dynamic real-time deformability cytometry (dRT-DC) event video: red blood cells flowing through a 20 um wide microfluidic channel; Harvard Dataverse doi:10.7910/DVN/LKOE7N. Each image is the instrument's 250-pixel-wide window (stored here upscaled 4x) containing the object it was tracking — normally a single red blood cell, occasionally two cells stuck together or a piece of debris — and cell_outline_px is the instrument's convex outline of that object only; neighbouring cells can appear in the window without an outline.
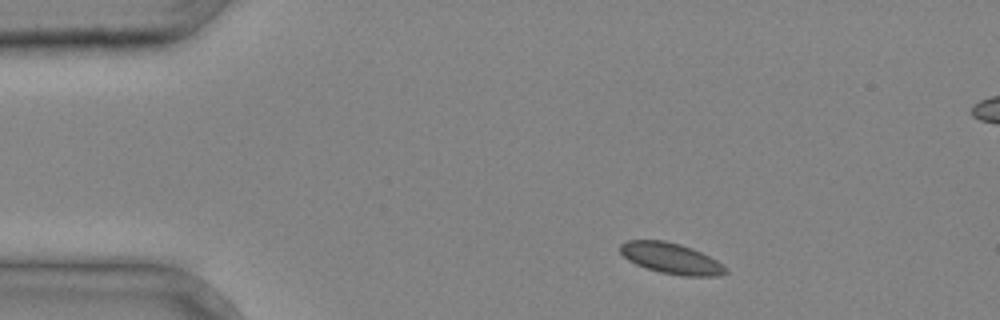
{"species": "common noctule bat (a hibernating species)", "species_latin": "Nyctalus noctula", "temperature_condition": "cold", "stored_images_in_passage": 3, "camera_frame_rate_fps": 3000, "um_per_image_px": 0.085, "animal": {"sex": "male", "body_mass_g": 20.4}, "frame": {"image": 1, "passage_image": 1, "time_ms": 0.0, "image_size_px": [1000, 320], "cell_outline_px": [[728, 272], [716, 276], [684, 276], [660, 272], [636, 264], [628, 260], [620, 252], [620, 244], [628, 240], [664, 240], [680, 244], [692, 248], [716, 260], [728, 268]], "centroid_in_image_um": [57.05, 21.96], "position_along_channel_um": 28.0, "area_um2": 18.84}}